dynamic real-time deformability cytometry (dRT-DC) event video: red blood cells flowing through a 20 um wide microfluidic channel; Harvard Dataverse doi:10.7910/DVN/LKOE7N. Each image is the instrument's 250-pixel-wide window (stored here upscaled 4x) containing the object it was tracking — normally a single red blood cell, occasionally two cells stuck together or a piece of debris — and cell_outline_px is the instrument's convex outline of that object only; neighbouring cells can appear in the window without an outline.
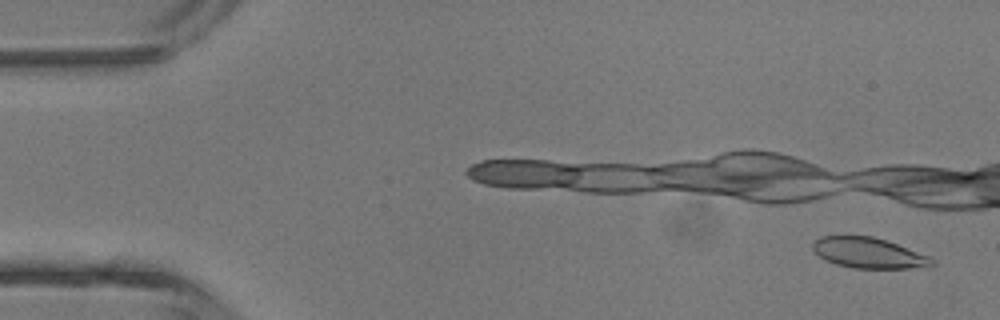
{"species": "common noctule bat (a hibernating species)", "species_latin": "Nyctalus noctula", "temperature_condition": "room temperature", "stored_images_in_passage": 8, "camera_frame_rate_fps": 3000, "um_per_image_px": 0.085, "animal": {"sex": "male", "body_mass_g": 13.3}, "frame": {"image": 1, "passage_image": 1, "time_ms": 0.0, "image_size_px": [1000, 320], "cell_outline_px": [[936, 264], [932, 268], [852, 268], [836, 264], [824, 260], [812, 248], [812, 240], [820, 236], [872, 236], [896, 244], [928, 256], [936, 260]], "centroid_in_image_um": [73.85, 21.51], "position_along_channel_um": 11.2, "area_um2": 21.33}}